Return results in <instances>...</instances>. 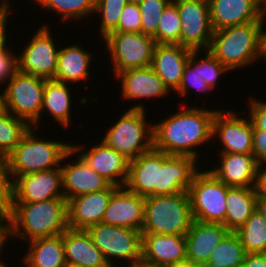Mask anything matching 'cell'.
Returning <instances> with one entry per match:
<instances>
[{
  "label": "cell",
  "mask_w": 266,
  "mask_h": 267,
  "mask_svg": "<svg viewBox=\"0 0 266 267\" xmlns=\"http://www.w3.org/2000/svg\"><path fill=\"white\" fill-rule=\"evenodd\" d=\"M48 25L35 30L20 54H17V70L46 80L54 79L58 68L59 47ZM22 53V54H21Z\"/></svg>",
  "instance_id": "7c38bea8"
},
{
  "label": "cell",
  "mask_w": 266,
  "mask_h": 267,
  "mask_svg": "<svg viewBox=\"0 0 266 267\" xmlns=\"http://www.w3.org/2000/svg\"><path fill=\"white\" fill-rule=\"evenodd\" d=\"M11 10L12 8L0 18V85L1 83L6 84L5 82L17 71V54L11 47H7L9 38H6L9 36L6 34L8 32L6 27L8 26L9 20L7 19L10 17Z\"/></svg>",
  "instance_id": "8d00e7d4"
},
{
  "label": "cell",
  "mask_w": 266,
  "mask_h": 267,
  "mask_svg": "<svg viewBox=\"0 0 266 267\" xmlns=\"http://www.w3.org/2000/svg\"><path fill=\"white\" fill-rule=\"evenodd\" d=\"M40 9L57 13L62 22L68 23V19L81 20L95 13L96 0H33ZM32 2V0H31Z\"/></svg>",
  "instance_id": "d6a6232c"
},
{
  "label": "cell",
  "mask_w": 266,
  "mask_h": 267,
  "mask_svg": "<svg viewBox=\"0 0 266 267\" xmlns=\"http://www.w3.org/2000/svg\"><path fill=\"white\" fill-rule=\"evenodd\" d=\"M92 52L84 50L79 44L68 45L59 49L58 68L54 80L76 84L80 81L86 82L90 77V68L94 61Z\"/></svg>",
  "instance_id": "4316f807"
},
{
  "label": "cell",
  "mask_w": 266,
  "mask_h": 267,
  "mask_svg": "<svg viewBox=\"0 0 266 267\" xmlns=\"http://www.w3.org/2000/svg\"><path fill=\"white\" fill-rule=\"evenodd\" d=\"M235 233L246 254L266 253V220L257 209Z\"/></svg>",
  "instance_id": "1f68e13d"
},
{
  "label": "cell",
  "mask_w": 266,
  "mask_h": 267,
  "mask_svg": "<svg viewBox=\"0 0 266 267\" xmlns=\"http://www.w3.org/2000/svg\"><path fill=\"white\" fill-rule=\"evenodd\" d=\"M121 84V96L123 100L155 99L170 95V91L164 85L152 67L125 70L114 76ZM139 99V100H138Z\"/></svg>",
  "instance_id": "7402d4cb"
},
{
  "label": "cell",
  "mask_w": 266,
  "mask_h": 267,
  "mask_svg": "<svg viewBox=\"0 0 266 267\" xmlns=\"http://www.w3.org/2000/svg\"><path fill=\"white\" fill-rule=\"evenodd\" d=\"M186 258V235L142 234L140 267H166Z\"/></svg>",
  "instance_id": "d6986e66"
},
{
  "label": "cell",
  "mask_w": 266,
  "mask_h": 267,
  "mask_svg": "<svg viewBox=\"0 0 266 267\" xmlns=\"http://www.w3.org/2000/svg\"><path fill=\"white\" fill-rule=\"evenodd\" d=\"M105 40L108 58L113 64V75L128 69L150 67L152 64L153 50L156 45L153 37L138 33L112 32Z\"/></svg>",
  "instance_id": "8fae6325"
},
{
  "label": "cell",
  "mask_w": 266,
  "mask_h": 267,
  "mask_svg": "<svg viewBox=\"0 0 266 267\" xmlns=\"http://www.w3.org/2000/svg\"><path fill=\"white\" fill-rule=\"evenodd\" d=\"M117 186L73 197L67 201L68 227L86 230L102 222L108 201Z\"/></svg>",
  "instance_id": "ffe728a7"
},
{
  "label": "cell",
  "mask_w": 266,
  "mask_h": 267,
  "mask_svg": "<svg viewBox=\"0 0 266 267\" xmlns=\"http://www.w3.org/2000/svg\"><path fill=\"white\" fill-rule=\"evenodd\" d=\"M14 180L9 168L7 156L0 154V198L10 206L13 200Z\"/></svg>",
  "instance_id": "b9f144b4"
},
{
  "label": "cell",
  "mask_w": 266,
  "mask_h": 267,
  "mask_svg": "<svg viewBox=\"0 0 266 267\" xmlns=\"http://www.w3.org/2000/svg\"><path fill=\"white\" fill-rule=\"evenodd\" d=\"M192 51L180 44L155 45L151 67L170 92L179 88Z\"/></svg>",
  "instance_id": "44dd1931"
},
{
  "label": "cell",
  "mask_w": 266,
  "mask_h": 267,
  "mask_svg": "<svg viewBox=\"0 0 266 267\" xmlns=\"http://www.w3.org/2000/svg\"><path fill=\"white\" fill-rule=\"evenodd\" d=\"M265 22L258 21L225 27L213 32L207 49L230 71L253 66L261 58L262 30Z\"/></svg>",
  "instance_id": "277c9868"
},
{
  "label": "cell",
  "mask_w": 266,
  "mask_h": 267,
  "mask_svg": "<svg viewBox=\"0 0 266 267\" xmlns=\"http://www.w3.org/2000/svg\"><path fill=\"white\" fill-rule=\"evenodd\" d=\"M229 232L223 224L194 220L186 233L187 259L202 266Z\"/></svg>",
  "instance_id": "d4e9b609"
},
{
  "label": "cell",
  "mask_w": 266,
  "mask_h": 267,
  "mask_svg": "<svg viewBox=\"0 0 266 267\" xmlns=\"http://www.w3.org/2000/svg\"><path fill=\"white\" fill-rule=\"evenodd\" d=\"M193 221L188 192L145 197L142 234L186 235Z\"/></svg>",
  "instance_id": "8992f818"
},
{
  "label": "cell",
  "mask_w": 266,
  "mask_h": 267,
  "mask_svg": "<svg viewBox=\"0 0 266 267\" xmlns=\"http://www.w3.org/2000/svg\"><path fill=\"white\" fill-rule=\"evenodd\" d=\"M205 57L201 58V68H203V79L207 82L209 87L213 90L216 89L217 80H221L219 77L227 72H231L225 67L216 57H214L208 50H202ZM217 84V85H216Z\"/></svg>",
  "instance_id": "ab89813d"
},
{
  "label": "cell",
  "mask_w": 266,
  "mask_h": 267,
  "mask_svg": "<svg viewBox=\"0 0 266 267\" xmlns=\"http://www.w3.org/2000/svg\"><path fill=\"white\" fill-rule=\"evenodd\" d=\"M64 267H83V266H80V265H76V264H70V263H67L65 264Z\"/></svg>",
  "instance_id": "6f0895ef"
},
{
  "label": "cell",
  "mask_w": 266,
  "mask_h": 267,
  "mask_svg": "<svg viewBox=\"0 0 266 267\" xmlns=\"http://www.w3.org/2000/svg\"><path fill=\"white\" fill-rule=\"evenodd\" d=\"M246 256L244 247L235 232H229L215 248L208 262L201 267H242Z\"/></svg>",
  "instance_id": "4dcf8cb0"
},
{
  "label": "cell",
  "mask_w": 266,
  "mask_h": 267,
  "mask_svg": "<svg viewBox=\"0 0 266 267\" xmlns=\"http://www.w3.org/2000/svg\"><path fill=\"white\" fill-rule=\"evenodd\" d=\"M64 198L61 167L14 179L12 203H34Z\"/></svg>",
  "instance_id": "9a60e30c"
},
{
  "label": "cell",
  "mask_w": 266,
  "mask_h": 267,
  "mask_svg": "<svg viewBox=\"0 0 266 267\" xmlns=\"http://www.w3.org/2000/svg\"><path fill=\"white\" fill-rule=\"evenodd\" d=\"M70 86L67 83L59 82L54 79L45 81L43 91L41 115L45 112L50 114L59 126L69 127L71 121L72 97Z\"/></svg>",
  "instance_id": "f1b7e54d"
},
{
  "label": "cell",
  "mask_w": 266,
  "mask_h": 267,
  "mask_svg": "<svg viewBox=\"0 0 266 267\" xmlns=\"http://www.w3.org/2000/svg\"><path fill=\"white\" fill-rule=\"evenodd\" d=\"M252 154L259 167L266 166V130L257 129L254 125Z\"/></svg>",
  "instance_id": "ee69618b"
},
{
  "label": "cell",
  "mask_w": 266,
  "mask_h": 267,
  "mask_svg": "<svg viewBox=\"0 0 266 267\" xmlns=\"http://www.w3.org/2000/svg\"><path fill=\"white\" fill-rule=\"evenodd\" d=\"M144 201L145 197L133 193L126 186L117 187L108 201L102 222L141 231Z\"/></svg>",
  "instance_id": "ac0fdd59"
},
{
  "label": "cell",
  "mask_w": 266,
  "mask_h": 267,
  "mask_svg": "<svg viewBox=\"0 0 266 267\" xmlns=\"http://www.w3.org/2000/svg\"><path fill=\"white\" fill-rule=\"evenodd\" d=\"M200 50H193L189 60L184 68L182 81L179 88L175 91L179 96H186L189 90L195 88L201 94H209L212 89L203 79V68H201ZM199 56V57H197Z\"/></svg>",
  "instance_id": "d590c367"
},
{
  "label": "cell",
  "mask_w": 266,
  "mask_h": 267,
  "mask_svg": "<svg viewBox=\"0 0 266 267\" xmlns=\"http://www.w3.org/2000/svg\"><path fill=\"white\" fill-rule=\"evenodd\" d=\"M201 169L195 174L188 190L193 218L225 226L226 196L230 187L221 182L210 169Z\"/></svg>",
  "instance_id": "9c48e42d"
},
{
  "label": "cell",
  "mask_w": 266,
  "mask_h": 267,
  "mask_svg": "<svg viewBox=\"0 0 266 267\" xmlns=\"http://www.w3.org/2000/svg\"><path fill=\"white\" fill-rule=\"evenodd\" d=\"M248 101V115L253 123V125L260 130H266V101H262L259 98L251 99ZM250 103V104H249Z\"/></svg>",
  "instance_id": "7bdbcfd3"
},
{
  "label": "cell",
  "mask_w": 266,
  "mask_h": 267,
  "mask_svg": "<svg viewBox=\"0 0 266 267\" xmlns=\"http://www.w3.org/2000/svg\"><path fill=\"white\" fill-rule=\"evenodd\" d=\"M35 129L33 126L30 127L7 156L13 180L19 175L61 167L63 157L72 148L71 142L38 137Z\"/></svg>",
  "instance_id": "5b68a950"
},
{
  "label": "cell",
  "mask_w": 266,
  "mask_h": 267,
  "mask_svg": "<svg viewBox=\"0 0 266 267\" xmlns=\"http://www.w3.org/2000/svg\"><path fill=\"white\" fill-rule=\"evenodd\" d=\"M261 59L266 62V31L264 27L262 30Z\"/></svg>",
  "instance_id": "f5cc1de1"
},
{
  "label": "cell",
  "mask_w": 266,
  "mask_h": 267,
  "mask_svg": "<svg viewBox=\"0 0 266 267\" xmlns=\"http://www.w3.org/2000/svg\"><path fill=\"white\" fill-rule=\"evenodd\" d=\"M242 267H266V253L246 254Z\"/></svg>",
  "instance_id": "bcb514c9"
},
{
  "label": "cell",
  "mask_w": 266,
  "mask_h": 267,
  "mask_svg": "<svg viewBox=\"0 0 266 267\" xmlns=\"http://www.w3.org/2000/svg\"><path fill=\"white\" fill-rule=\"evenodd\" d=\"M253 187H230L226 196L225 226L230 232L240 229L256 209Z\"/></svg>",
  "instance_id": "f546056e"
},
{
  "label": "cell",
  "mask_w": 266,
  "mask_h": 267,
  "mask_svg": "<svg viewBox=\"0 0 266 267\" xmlns=\"http://www.w3.org/2000/svg\"><path fill=\"white\" fill-rule=\"evenodd\" d=\"M86 231L94 244L102 252L110 267L117 265L113 264L115 260L127 261L128 267H140L142 259L141 231L112 226L103 222L90 226Z\"/></svg>",
  "instance_id": "ba28073f"
},
{
  "label": "cell",
  "mask_w": 266,
  "mask_h": 267,
  "mask_svg": "<svg viewBox=\"0 0 266 267\" xmlns=\"http://www.w3.org/2000/svg\"><path fill=\"white\" fill-rule=\"evenodd\" d=\"M9 206L0 198V221H8Z\"/></svg>",
  "instance_id": "c3c4849f"
},
{
  "label": "cell",
  "mask_w": 266,
  "mask_h": 267,
  "mask_svg": "<svg viewBox=\"0 0 266 267\" xmlns=\"http://www.w3.org/2000/svg\"><path fill=\"white\" fill-rule=\"evenodd\" d=\"M28 252L21 263L26 267H64L66 264L63 234L27 242Z\"/></svg>",
  "instance_id": "83f0119b"
},
{
  "label": "cell",
  "mask_w": 266,
  "mask_h": 267,
  "mask_svg": "<svg viewBox=\"0 0 266 267\" xmlns=\"http://www.w3.org/2000/svg\"><path fill=\"white\" fill-rule=\"evenodd\" d=\"M8 238H11L10 225L8 221H0V259L3 247L7 245Z\"/></svg>",
  "instance_id": "7dc6e473"
},
{
  "label": "cell",
  "mask_w": 266,
  "mask_h": 267,
  "mask_svg": "<svg viewBox=\"0 0 266 267\" xmlns=\"http://www.w3.org/2000/svg\"><path fill=\"white\" fill-rule=\"evenodd\" d=\"M0 18L10 9V7H13L10 0H0ZM12 5V6H11Z\"/></svg>",
  "instance_id": "816d5d0a"
},
{
  "label": "cell",
  "mask_w": 266,
  "mask_h": 267,
  "mask_svg": "<svg viewBox=\"0 0 266 267\" xmlns=\"http://www.w3.org/2000/svg\"><path fill=\"white\" fill-rule=\"evenodd\" d=\"M88 149L85 145L72 143V149L86 161V163L111 185L125 186L129 174V162L124 155L107 146L103 141H98ZM84 149V151L82 150Z\"/></svg>",
  "instance_id": "2e32d148"
},
{
  "label": "cell",
  "mask_w": 266,
  "mask_h": 267,
  "mask_svg": "<svg viewBox=\"0 0 266 267\" xmlns=\"http://www.w3.org/2000/svg\"><path fill=\"white\" fill-rule=\"evenodd\" d=\"M135 104L122 113L123 115L110 126L102 138L107 146L128 160L138 158L153 148V124L146 120L148 113L144 104Z\"/></svg>",
  "instance_id": "52a82bcc"
},
{
  "label": "cell",
  "mask_w": 266,
  "mask_h": 267,
  "mask_svg": "<svg viewBox=\"0 0 266 267\" xmlns=\"http://www.w3.org/2000/svg\"><path fill=\"white\" fill-rule=\"evenodd\" d=\"M166 267H201V266L193 263L192 261L186 258L185 260L174 262L173 264L167 265Z\"/></svg>",
  "instance_id": "681fc988"
},
{
  "label": "cell",
  "mask_w": 266,
  "mask_h": 267,
  "mask_svg": "<svg viewBox=\"0 0 266 267\" xmlns=\"http://www.w3.org/2000/svg\"><path fill=\"white\" fill-rule=\"evenodd\" d=\"M141 20L138 4L127 3L120 14L118 26L113 32H141Z\"/></svg>",
  "instance_id": "60d3db41"
},
{
  "label": "cell",
  "mask_w": 266,
  "mask_h": 267,
  "mask_svg": "<svg viewBox=\"0 0 266 267\" xmlns=\"http://www.w3.org/2000/svg\"><path fill=\"white\" fill-rule=\"evenodd\" d=\"M213 31L260 20V0H208Z\"/></svg>",
  "instance_id": "cb8c5ba5"
},
{
  "label": "cell",
  "mask_w": 266,
  "mask_h": 267,
  "mask_svg": "<svg viewBox=\"0 0 266 267\" xmlns=\"http://www.w3.org/2000/svg\"><path fill=\"white\" fill-rule=\"evenodd\" d=\"M153 124V148L168 155L198 160L200 145L214 140L213 118L217 110L196 106L184 108Z\"/></svg>",
  "instance_id": "7a4b0ae2"
},
{
  "label": "cell",
  "mask_w": 266,
  "mask_h": 267,
  "mask_svg": "<svg viewBox=\"0 0 266 267\" xmlns=\"http://www.w3.org/2000/svg\"><path fill=\"white\" fill-rule=\"evenodd\" d=\"M45 81L44 78L17 70L4 89L7 111L36 129H39L38 124L43 117L41 110Z\"/></svg>",
  "instance_id": "30bf717a"
},
{
  "label": "cell",
  "mask_w": 266,
  "mask_h": 267,
  "mask_svg": "<svg viewBox=\"0 0 266 267\" xmlns=\"http://www.w3.org/2000/svg\"><path fill=\"white\" fill-rule=\"evenodd\" d=\"M128 3H132V4H140L142 0H127Z\"/></svg>",
  "instance_id": "9f6ffc18"
},
{
  "label": "cell",
  "mask_w": 266,
  "mask_h": 267,
  "mask_svg": "<svg viewBox=\"0 0 266 267\" xmlns=\"http://www.w3.org/2000/svg\"><path fill=\"white\" fill-rule=\"evenodd\" d=\"M127 0H96L95 15L98 13L101 17L99 36L104 39L108 34L112 33L118 26L120 14ZM101 33V34H100Z\"/></svg>",
  "instance_id": "74e56055"
},
{
  "label": "cell",
  "mask_w": 266,
  "mask_h": 267,
  "mask_svg": "<svg viewBox=\"0 0 266 267\" xmlns=\"http://www.w3.org/2000/svg\"><path fill=\"white\" fill-rule=\"evenodd\" d=\"M72 148L65 154L61 164L64 198L68 201L73 197L105 190L111 184L95 172L86 161ZM74 156L75 161H66ZM67 163H65V162ZM72 162V163H71Z\"/></svg>",
  "instance_id": "e0dca14e"
},
{
  "label": "cell",
  "mask_w": 266,
  "mask_h": 267,
  "mask_svg": "<svg viewBox=\"0 0 266 267\" xmlns=\"http://www.w3.org/2000/svg\"><path fill=\"white\" fill-rule=\"evenodd\" d=\"M3 259H0V267H8L7 263L5 261H2ZM6 263V264H5Z\"/></svg>",
  "instance_id": "680465c9"
},
{
  "label": "cell",
  "mask_w": 266,
  "mask_h": 267,
  "mask_svg": "<svg viewBox=\"0 0 266 267\" xmlns=\"http://www.w3.org/2000/svg\"><path fill=\"white\" fill-rule=\"evenodd\" d=\"M181 21L176 4L171 1L161 14L157 32L153 36L156 44L181 45Z\"/></svg>",
  "instance_id": "e575fe53"
},
{
  "label": "cell",
  "mask_w": 266,
  "mask_h": 267,
  "mask_svg": "<svg viewBox=\"0 0 266 267\" xmlns=\"http://www.w3.org/2000/svg\"><path fill=\"white\" fill-rule=\"evenodd\" d=\"M65 261L83 267H110L86 230L68 228L63 233Z\"/></svg>",
  "instance_id": "484cf974"
},
{
  "label": "cell",
  "mask_w": 266,
  "mask_h": 267,
  "mask_svg": "<svg viewBox=\"0 0 266 267\" xmlns=\"http://www.w3.org/2000/svg\"><path fill=\"white\" fill-rule=\"evenodd\" d=\"M172 0H142L138 5L141 12V32L153 37L162 12Z\"/></svg>",
  "instance_id": "f35d334b"
},
{
  "label": "cell",
  "mask_w": 266,
  "mask_h": 267,
  "mask_svg": "<svg viewBox=\"0 0 266 267\" xmlns=\"http://www.w3.org/2000/svg\"><path fill=\"white\" fill-rule=\"evenodd\" d=\"M219 164L210 168L211 172L229 187H254L259 169L252 153L219 152Z\"/></svg>",
  "instance_id": "603a6c76"
},
{
  "label": "cell",
  "mask_w": 266,
  "mask_h": 267,
  "mask_svg": "<svg viewBox=\"0 0 266 267\" xmlns=\"http://www.w3.org/2000/svg\"><path fill=\"white\" fill-rule=\"evenodd\" d=\"M11 238L31 241L63 234L68 227L67 200L53 198L34 203H11Z\"/></svg>",
  "instance_id": "3957f363"
},
{
  "label": "cell",
  "mask_w": 266,
  "mask_h": 267,
  "mask_svg": "<svg viewBox=\"0 0 266 267\" xmlns=\"http://www.w3.org/2000/svg\"><path fill=\"white\" fill-rule=\"evenodd\" d=\"M260 11L261 17L264 19V21H266V0H260Z\"/></svg>",
  "instance_id": "11a10c76"
},
{
  "label": "cell",
  "mask_w": 266,
  "mask_h": 267,
  "mask_svg": "<svg viewBox=\"0 0 266 267\" xmlns=\"http://www.w3.org/2000/svg\"><path fill=\"white\" fill-rule=\"evenodd\" d=\"M181 21V46L191 50L209 48L213 28L208 0H172Z\"/></svg>",
  "instance_id": "4fadbf2b"
},
{
  "label": "cell",
  "mask_w": 266,
  "mask_h": 267,
  "mask_svg": "<svg viewBox=\"0 0 266 267\" xmlns=\"http://www.w3.org/2000/svg\"><path fill=\"white\" fill-rule=\"evenodd\" d=\"M256 209L261 213V215L266 220V198L256 199Z\"/></svg>",
  "instance_id": "f907efd6"
},
{
  "label": "cell",
  "mask_w": 266,
  "mask_h": 267,
  "mask_svg": "<svg viewBox=\"0 0 266 267\" xmlns=\"http://www.w3.org/2000/svg\"><path fill=\"white\" fill-rule=\"evenodd\" d=\"M30 127L25 120L8 111L0 114V154L8 156Z\"/></svg>",
  "instance_id": "836d02e7"
},
{
  "label": "cell",
  "mask_w": 266,
  "mask_h": 267,
  "mask_svg": "<svg viewBox=\"0 0 266 267\" xmlns=\"http://www.w3.org/2000/svg\"><path fill=\"white\" fill-rule=\"evenodd\" d=\"M197 162L191 156L168 155L152 148L130 160L125 186L143 197L188 192L200 170Z\"/></svg>",
  "instance_id": "6da1fadb"
},
{
  "label": "cell",
  "mask_w": 266,
  "mask_h": 267,
  "mask_svg": "<svg viewBox=\"0 0 266 267\" xmlns=\"http://www.w3.org/2000/svg\"><path fill=\"white\" fill-rule=\"evenodd\" d=\"M3 91V93H1ZM6 101H5V93H4V88L3 90H0V114L6 112Z\"/></svg>",
  "instance_id": "db71d44e"
},
{
  "label": "cell",
  "mask_w": 266,
  "mask_h": 267,
  "mask_svg": "<svg viewBox=\"0 0 266 267\" xmlns=\"http://www.w3.org/2000/svg\"><path fill=\"white\" fill-rule=\"evenodd\" d=\"M253 188L256 198H266V166L259 167Z\"/></svg>",
  "instance_id": "f6af8a7d"
},
{
  "label": "cell",
  "mask_w": 266,
  "mask_h": 267,
  "mask_svg": "<svg viewBox=\"0 0 266 267\" xmlns=\"http://www.w3.org/2000/svg\"><path fill=\"white\" fill-rule=\"evenodd\" d=\"M217 109L213 118L212 137L220 140V152L248 154L253 150V123L236 111ZM218 137V138H215Z\"/></svg>",
  "instance_id": "5bb4252c"
}]
</instances>
